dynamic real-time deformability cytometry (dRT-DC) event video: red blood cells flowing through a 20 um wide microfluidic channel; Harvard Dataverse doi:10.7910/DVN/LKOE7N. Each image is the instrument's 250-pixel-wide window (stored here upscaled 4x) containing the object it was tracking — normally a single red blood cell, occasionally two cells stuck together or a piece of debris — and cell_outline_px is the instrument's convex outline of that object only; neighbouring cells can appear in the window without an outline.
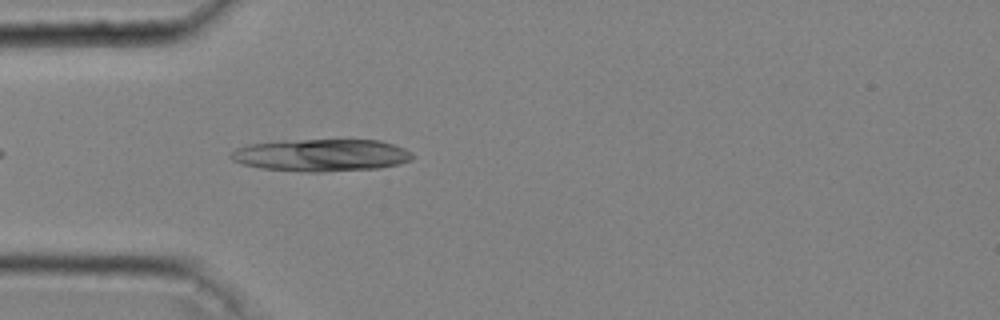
{"species": "common noctule bat (a hibernating species)", "species_latin": "Nyctalus noctula", "temperature_condition": "cold", "stored_images_in_passage": 7, "camera_frame_rate_fps": 3000, "um_per_image_px": 0.085, "animal": {"sex": "male", "body_mass_g": 20.4}, "frame": {"image": 1, "passage_image": 4, "time_ms": 1.0, "image_size_px": [1000, 320], "cell_outline_px": [[416, 156], [412, 160], [400, 164], [380, 168], [320, 172], [308, 172], [260, 168], [244, 164], [232, 160], [228, 156], [236, 148], [248, 144], [284, 140], [380, 140], [404, 148], [412, 152]], "centroid_in_image_um": [27.34, 13.19], "position_along_channel_um": 57.7, "area_um2": 34.39}}